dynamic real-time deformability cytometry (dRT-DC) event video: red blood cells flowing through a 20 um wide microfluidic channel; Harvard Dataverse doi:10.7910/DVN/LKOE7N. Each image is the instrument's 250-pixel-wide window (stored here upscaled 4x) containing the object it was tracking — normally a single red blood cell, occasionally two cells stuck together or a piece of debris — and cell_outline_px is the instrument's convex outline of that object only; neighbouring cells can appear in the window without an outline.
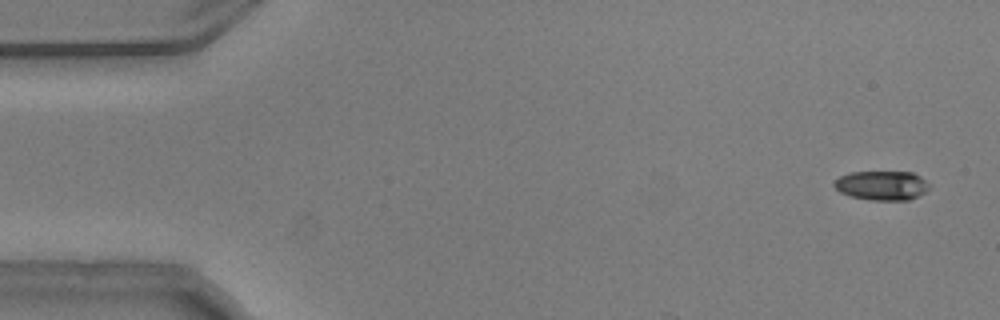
{"species": "common noctule bat (a hibernating species)", "species_latin": "Nyctalus noctula", "temperature_condition": "warm", "stored_images_in_passage": 55, "camera_frame_rate_fps": 3000, "um_per_image_px": 0.085, "animal": {"sex": "male", "body_mass_g": 20.5, "forearm_length_mm": 52.5}, "frame": {"image": 1, "passage_image": 3, "time_ms": 0.667, "image_size_px": [1000, 320], "cell_outline_px": [[932, 184], [924, 192], [908, 200], [868, 200], [852, 196], [840, 192], [832, 184], [840, 176], [848, 172], [912, 172], [920, 176]], "centroid_in_image_um": [74.96, 15.75], "position_along_channel_um": 10.0, "area_um2": 16.24}}
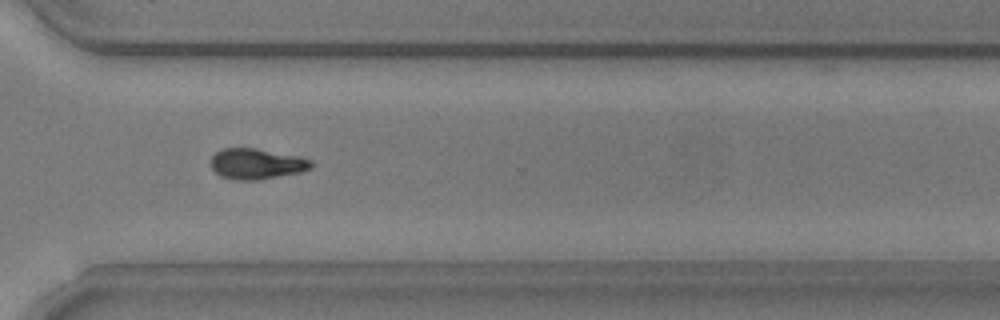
{"frame": {"image": 2, "passage_image": 40, "time_ms": 13.0, "image_size_px": [1000, 320], "cell_outline_px": [[312, 168], [300, 172], [256, 180], [236, 180], [220, 176], [212, 168], [212, 156], [216, 152], [224, 148], [256, 148], [300, 156], [312, 160]], "centroid_in_image_um": [21.83, 13.92], "position_along_channel_um": 348.8, "area_um2": 17.86}}
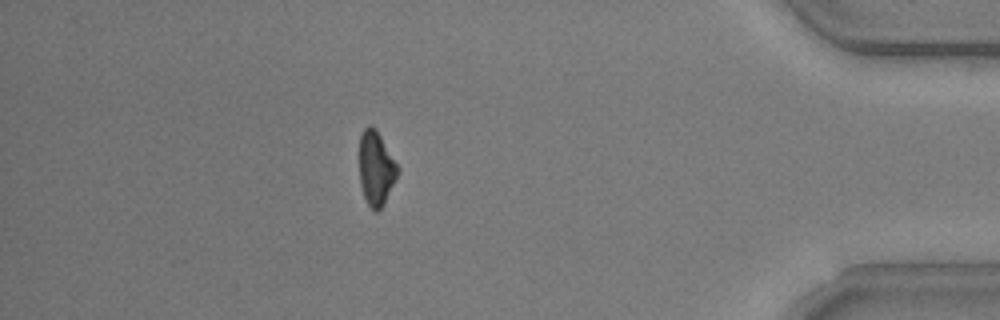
{"frame": {"image": 3, "passage_image": 48, "time_ms": 15.667, "image_size_px": [1000, 320], "cell_outline_px": [[400, 168], [384, 204], [376, 212], [372, 212], [364, 196], [360, 184], [360, 136], [364, 128], [368, 124], [376, 128]], "centroid_in_image_um": [31.96, 14.3], "position_along_channel_um": 403.2, "area_um2": 16.53}, "authors_computed_cell_mechanics": {"area_um2": 17.5134, "velocity_mm_per_s": 3.7521, "shape_relaxation_time_tau1_ms": 6.3775, "shape_relaxation_time_tau2_ms": 5.8405, "deformation_change_tau1": 0.1773, "deformation_change_tau2": 0.1256}}